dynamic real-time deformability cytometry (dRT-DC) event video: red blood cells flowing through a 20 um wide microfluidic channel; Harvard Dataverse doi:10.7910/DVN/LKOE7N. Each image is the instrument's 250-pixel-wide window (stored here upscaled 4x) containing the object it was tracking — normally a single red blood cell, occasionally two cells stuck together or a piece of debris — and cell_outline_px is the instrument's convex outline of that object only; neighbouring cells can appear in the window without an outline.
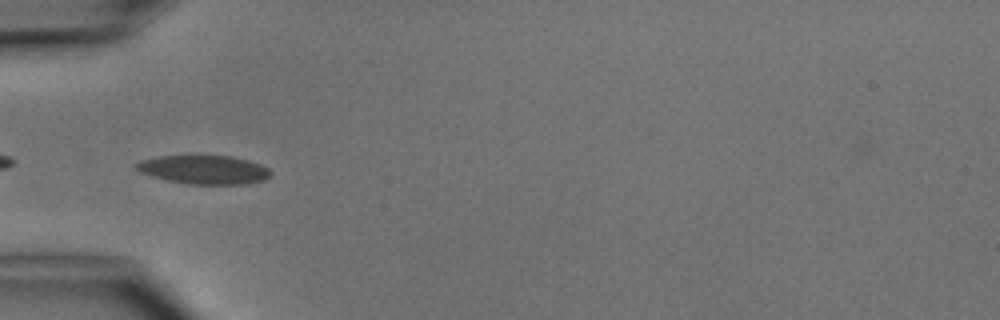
{"species": "common noctule bat (a hibernating species)", "species_latin": "Nyctalus noctula", "temperature_condition": "cold", "stored_images_in_passage": 5, "camera_frame_rate_fps": 3000, "um_per_image_px": 0.085, "animal": {"sex": "male", "body_mass_g": 15.6}, "frame": {"image": 1, "passage_image": 5, "time_ms": 4.667, "image_size_px": [1000, 320], "cell_outline_px": [[272, 172], [264, 180], [244, 184], [192, 184], [168, 180], [152, 176], [140, 172], [132, 164], [140, 160], [160, 156], [188, 152], [196, 152], [232, 156], [248, 160], [260, 164], [268, 168]], "centroid_in_image_um": [17.29, 14.35], "position_along_channel_um": 67.7, "area_um2": 23.52}}